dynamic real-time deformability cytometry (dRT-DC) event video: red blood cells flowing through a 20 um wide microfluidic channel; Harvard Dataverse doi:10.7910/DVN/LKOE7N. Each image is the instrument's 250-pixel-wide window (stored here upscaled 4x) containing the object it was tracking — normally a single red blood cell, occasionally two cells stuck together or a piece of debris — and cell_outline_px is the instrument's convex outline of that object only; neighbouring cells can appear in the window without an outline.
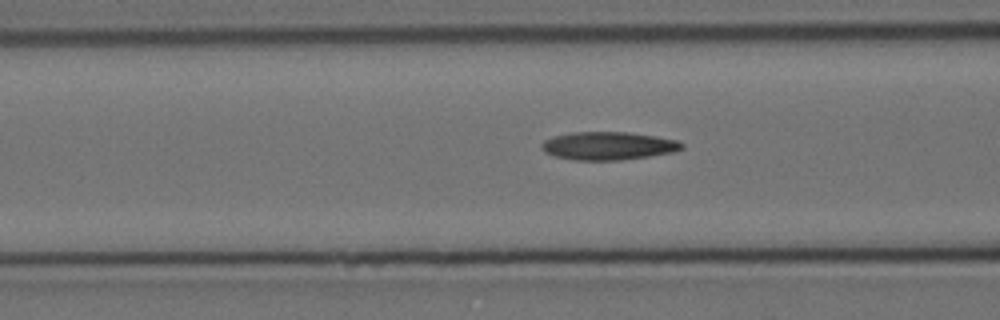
{"species": "Egyptian fruit bat (a non-hibernating species)", "species_latin": "Rousettus aegyptiacus", "temperature_condition": "cold", "stored_images_in_passage": 9, "camera_frame_rate_fps": 3000, "um_per_image_px": 0.085, "animal": {"sex": "female"}, "frame": {"image": 1, "passage_image": 7, "time_ms": 2.0, "image_size_px": [1000, 320], "cell_outline_px": [[684, 148], [676, 152], [620, 160], [572, 160], [556, 156], [544, 152], [540, 148], [540, 144], [544, 140], [552, 136], [572, 132], [628, 132], [656, 136], [676, 140], [684, 144]], "centroid_in_image_um": [51.68, 12.39], "position_along_channel_um": 114.9, "area_um2": 23.12}}